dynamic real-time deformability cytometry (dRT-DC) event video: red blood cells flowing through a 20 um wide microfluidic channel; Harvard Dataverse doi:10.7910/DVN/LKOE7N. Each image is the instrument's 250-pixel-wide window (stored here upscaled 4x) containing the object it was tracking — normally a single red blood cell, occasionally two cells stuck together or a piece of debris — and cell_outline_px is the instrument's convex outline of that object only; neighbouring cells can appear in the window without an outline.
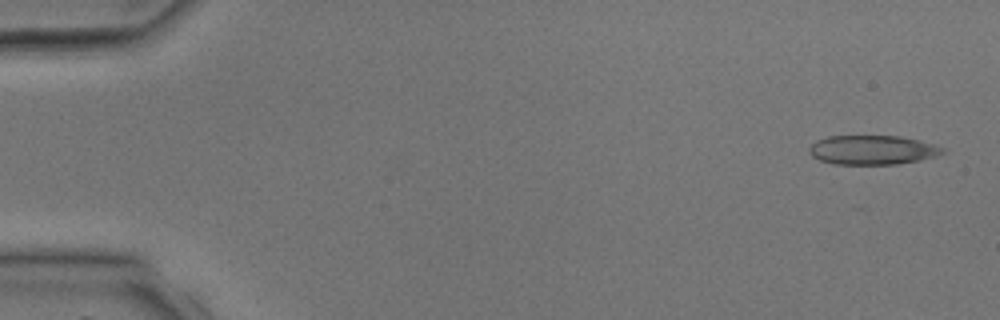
{"species": "common noctule bat (a hibernating species)", "species_latin": "Nyctalus noctula", "temperature_condition": "room temperature", "stored_images_in_passage": 4, "camera_frame_rate_fps": 3000, "um_per_image_px": 0.085, "animal": {"sex": "male", "body_mass_g": 17.9, "forearm_length_mm": 54.2}, "frame": {"image": 1, "passage_image": 1, "time_ms": 0.0, "image_size_px": [1000, 320], "cell_outline_px": [[944, 152], [936, 156], [920, 160], [896, 164], [832, 164], [820, 160], [812, 156], [808, 152], [808, 148], [816, 140], [828, 136], [900, 136], [932, 144], [944, 148]], "centroid_in_image_um": [74.11, 12.75], "position_along_channel_um": 10.9, "area_um2": 22.66}}
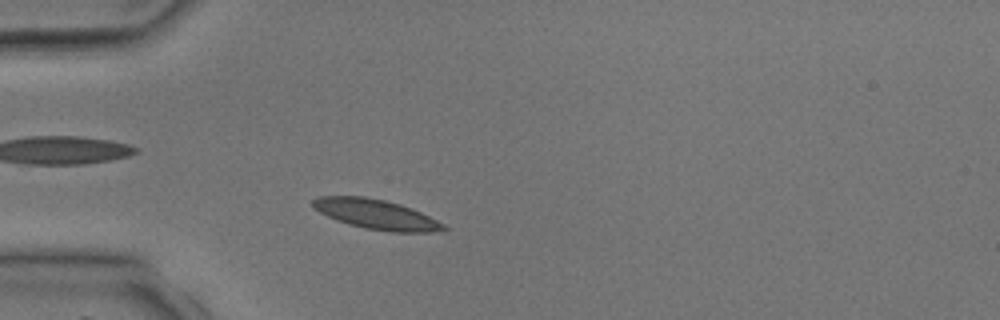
{"frame": {"image": 2, "passage_image": 4, "time_ms": 4.0, "image_size_px": [1000, 320], "cell_outline_px": [[448, 228], [432, 232], [392, 232], [364, 228], [348, 224], [336, 220], [312, 208], [312, 200], [320, 196], [364, 196], [384, 200], [400, 204], [412, 208], [444, 224]], "centroid_in_image_um": [31.94, 18.21], "position_along_channel_um": 53.1, "area_um2": 22.6}}